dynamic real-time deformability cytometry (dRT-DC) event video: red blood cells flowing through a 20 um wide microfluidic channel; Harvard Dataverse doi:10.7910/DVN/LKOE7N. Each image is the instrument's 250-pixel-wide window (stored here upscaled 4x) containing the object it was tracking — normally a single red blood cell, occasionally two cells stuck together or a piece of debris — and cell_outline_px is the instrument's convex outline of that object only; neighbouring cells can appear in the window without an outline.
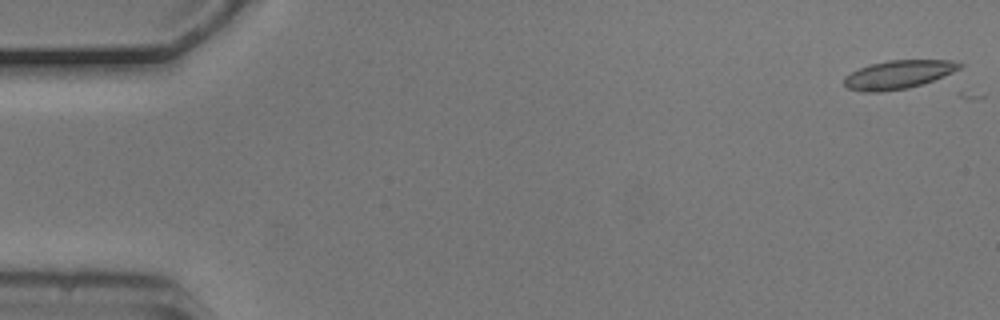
{"species": "common noctule bat (a hibernating species)", "species_latin": "Nyctalus noctula", "temperature_condition": "cold", "stored_images_in_passage": 2, "camera_frame_rate_fps": 3000, "um_per_image_px": 0.085, "animal": {"sex": "male", "body_mass_g": 20.5, "forearm_length_mm": 52.5}, "frame": {"image": 1, "passage_image": 1, "time_ms": 0.0, "image_size_px": [1000, 320], "cell_outline_px": [[964, 64], [960, 68], [952, 72], [932, 80], [908, 88], [880, 92], [864, 92], [848, 88], [844, 84], [844, 76], [868, 64], [888, 60], [952, 60]], "centroid_in_image_um": [76.33, 6.33], "position_along_channel_um": 8.7, "area_um2": 19.02}}